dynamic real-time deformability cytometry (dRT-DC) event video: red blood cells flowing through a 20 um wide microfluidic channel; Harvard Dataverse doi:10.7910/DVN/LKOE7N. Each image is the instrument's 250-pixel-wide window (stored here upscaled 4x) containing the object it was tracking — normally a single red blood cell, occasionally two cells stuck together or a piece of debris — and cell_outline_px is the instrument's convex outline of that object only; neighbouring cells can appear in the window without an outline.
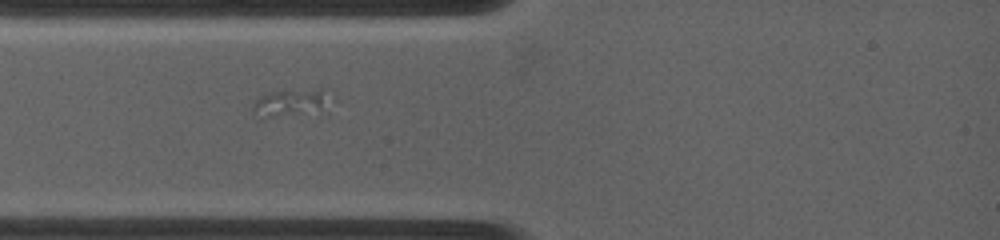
{"species": "common noctule bat (a hibernating species)", "species_latin": "Nyctalus noctula", "temperature_condition": "warm", "stored_images_in_passage": 66, "camera_frame_rate_fps": 4500, "um_per_image_px": 0.085, "animal": {"sex": "female", "body_mass_g": 19.0, "forearm_length_mm": 53.3}, "frame": {"image": 1, "passage_image": 11, "time_ms": 2.222, "image_size_px": [1000, 240], "cell_outline_px": [[320, 116], [268, 116], [252, 112], [252, 104], [260, 96], [272, 92], [320, 88]], "centroid_in_image_um": [24.58, 8.79], "position_along_channel_um": 60.4, "area_um2": 11.62}}
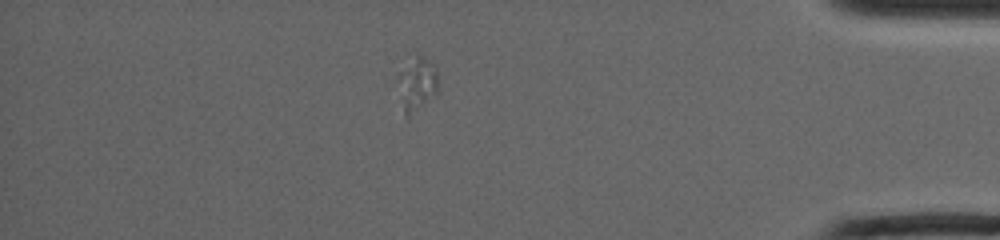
{"frame": {"image": 2, "passage_image": 56, "time_ms": 12.222, "image_size_px": [1000, 240], "cell_outline_px": [[436, 92], [408, 120], [404, 112], [396, 76], [396, 72], [416, 52], [424, 56], [436, 64]], "centroid_in_image_um": [35.39, 7.06], "position_along_channel_um": 399.8, "area_um2": 12.95}}